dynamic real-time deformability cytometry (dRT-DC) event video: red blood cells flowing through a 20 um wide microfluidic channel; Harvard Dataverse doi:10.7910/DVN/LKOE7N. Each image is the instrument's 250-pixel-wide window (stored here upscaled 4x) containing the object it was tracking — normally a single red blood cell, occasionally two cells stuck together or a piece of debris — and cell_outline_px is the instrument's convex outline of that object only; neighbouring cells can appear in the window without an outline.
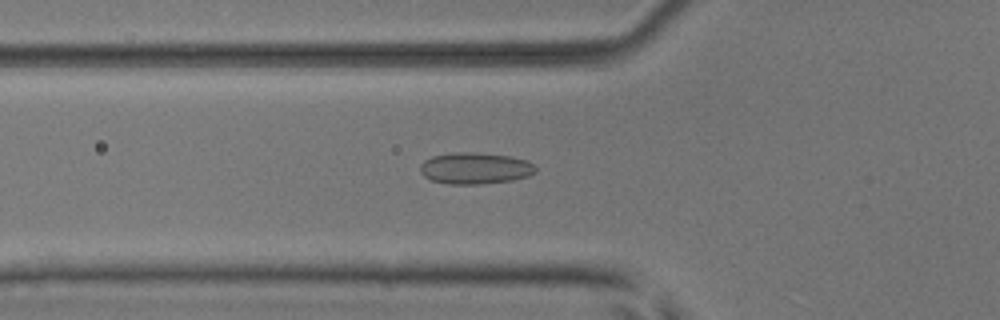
{"species": "common noctule bat (a hibernating species)", "species_latin": "Nyctalus noctula", "temperature_condition": "room temperature", "stored_images_in_passage": 29, "camera_frame_rate_fps": 3000, "um_per_image_px": 0.085, "animal": {"sex": "male", "body_mass_g": 17.9, "forearm_length_mm": 54.2}, "frame": {"image": 1, "passage_image": 6, "time_ms": 1.667, "image_size_px": [1000, 320], "cell_outline_px": [[536, 172], [528, 176], [512, 180], [480, 184], [448, 184], [432, 180], [424, 176], [420, 172], [420, 164], [424, 160], [432, 156], [456, 152], [476, 152], [508, 156], [528, 160], [536, 168]], "centroid_in_image_um": [40.37, 14.3], "position_along_channel_um": 85.4, "area_um2": 21.21}}
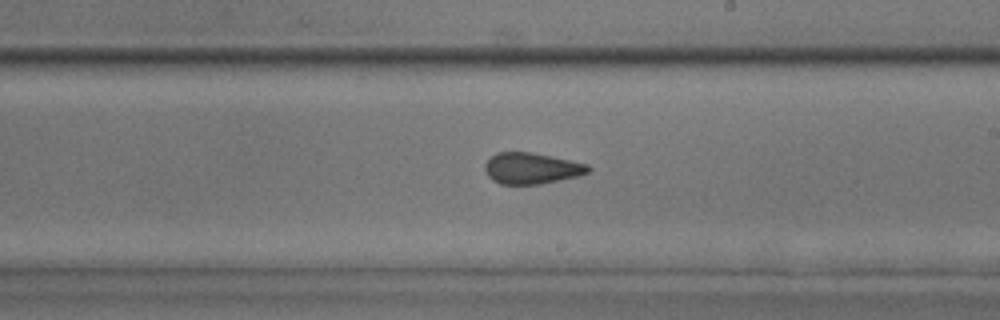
{"frame": {"image": 2, "passage_image": 18, "time_ms": 5.667, "image_size_px": [1000, 320], "cell_outline_px": [[592, 168], [588, 172], [580, 176], [540, 184], [500, 184], [492, 180], [488, 176], [484, 168], [484, 164], [496, 152], [532, 152], [552, 156], [588, 164]], "centroid_in_image_um": [45.19, 14.31], "position_along_channel_um": 243.8, "area_um2": 18.9}}
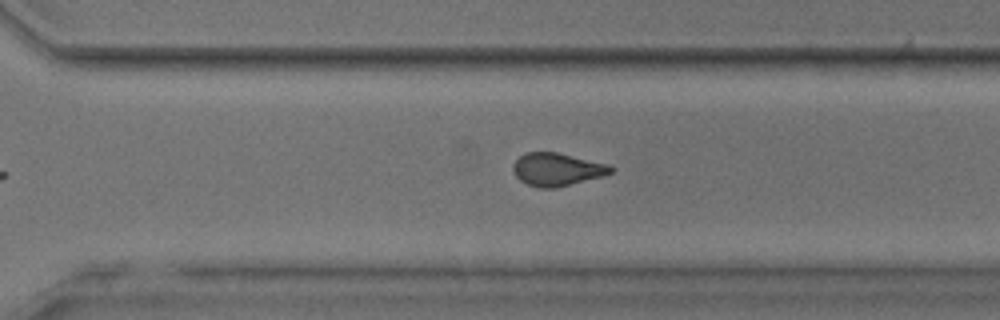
{"frame": {"image": 3, "passage_image": 24, "time_ms": 7.667, "image_size_px": [1000, 320], "cell_outline_px": [[616, 168], [612, 172], [604, 176], [556, 188], [540, 188], [528, 184], [520, 180], [512, 172], [512, 164], [520, 156], [528, 152], [556, 152], [608, 164]], "centroid_in_image_um": [47.35, 14.4], "position_along_channel_um": 323.3, "area_um2": 18.79}, "authors_computed_cell_mechanics": {"area_um2": 19.1318, "velocity_mm_per_s": 3.9707, "shape_relaxation_time_tau1_ms": null, "shape_relaxation_time_tau2_ms": 1.4755, "deformation_change_tau1": null, "deformation_change_tau2": 0.0796}}